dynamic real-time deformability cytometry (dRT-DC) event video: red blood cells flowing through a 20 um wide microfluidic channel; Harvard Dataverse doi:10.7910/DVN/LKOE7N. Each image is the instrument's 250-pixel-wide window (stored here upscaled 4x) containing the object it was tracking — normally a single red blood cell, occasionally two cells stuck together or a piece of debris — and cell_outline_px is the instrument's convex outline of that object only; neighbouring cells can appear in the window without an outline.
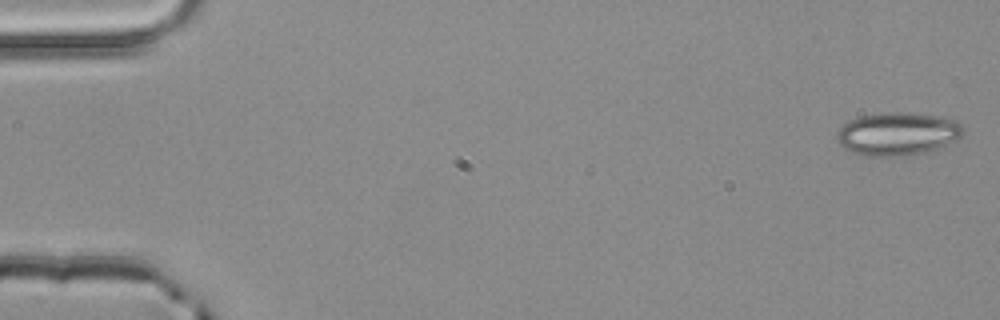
{"species": "common noctule bat (a hibernating species)", "species_latin": "Nyctalus noctula", "temperature_condition": "room temperature", "stored_images_in_passage": 3, "camera_frame_rate_fps": 3000, "um_per_image_px": 0.085, "animal": {"sex": "male", "body_mass_g": 20.4}, "frame": {"image": 1, "passage_image": 1, "time_ms": 0.0, "image_size_px": [1000, 320], "cell_outline_px": [[964, 132], [960, 136], [936, 148], [912, 156], [868, 156], [852, 152], [844, 148], [836, 140], [836, 132], [848, 120], [860, 116], [888, 112], [908, 112], [944, 116], [960, 120], [964, 128]], "centroid_in_image_um": [76.3, 11.36], "position_along_channel_um": 8.7, "area_um2": 31.96}}